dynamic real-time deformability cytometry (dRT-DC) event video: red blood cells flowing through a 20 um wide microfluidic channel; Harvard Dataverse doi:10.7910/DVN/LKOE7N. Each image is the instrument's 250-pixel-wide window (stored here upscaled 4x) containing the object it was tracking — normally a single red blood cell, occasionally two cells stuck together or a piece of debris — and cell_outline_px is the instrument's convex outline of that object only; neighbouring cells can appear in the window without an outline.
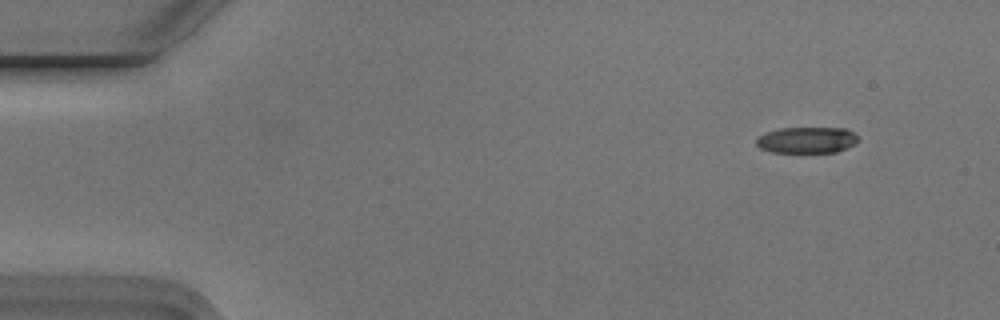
{"species": "Egyptian fruit bat (a non-hibernating species)", "species_latin": "Rousettus aegyptiacus", "temperature_condition": "cold", "stored_images_in_passage": 4, "camera_frame_rate_fps": 3000, "um_per_image_px": 0.085, "animal": {"sex": "male"}, "frame": {"image": 1, "passage_image": 1, "time_ms": 0.0, "image_size_px": [1000, 320], "cell_outline_px": [[860, 140], [856, 144], [836, 152], [772, 152], [760, 148], [756, 144], [756, 140], [760, 136], [768, 132], [780, 128], [844, 128], [860, 136]], "centroid_in_image_um": [68.64, 11.9], "position_along_channel_um": 16.4, "area_um2": 15.55}}
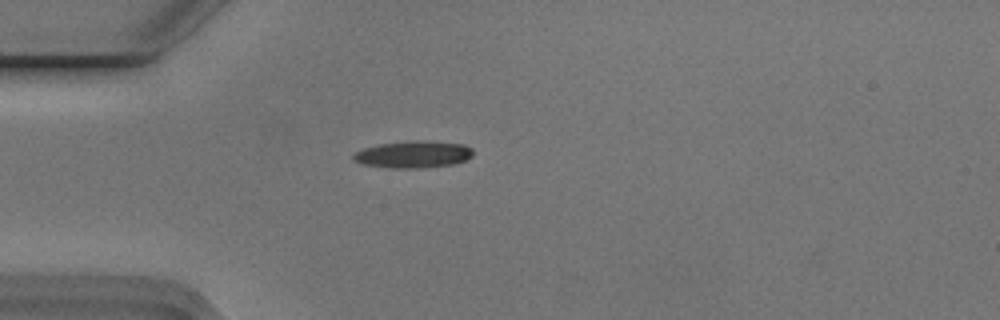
{"frame": {"image": 2, "passage_image": 3, "time_ms": 0.667, "image_size_px": [1000, 320], "cell_outline_px": [[472, 156], [456, 164], [420, 168], [392, 168], [360, 164], [352, 160], [352, 156], [356, 152], [364, 148], [380, 144], [412, 140], [428, 140], [464, 144], [472, 148]], "centroid_in_image_um": [35.13, 13.12], "position_along_channel_um": 49.9, "area_um2": 19.02}}